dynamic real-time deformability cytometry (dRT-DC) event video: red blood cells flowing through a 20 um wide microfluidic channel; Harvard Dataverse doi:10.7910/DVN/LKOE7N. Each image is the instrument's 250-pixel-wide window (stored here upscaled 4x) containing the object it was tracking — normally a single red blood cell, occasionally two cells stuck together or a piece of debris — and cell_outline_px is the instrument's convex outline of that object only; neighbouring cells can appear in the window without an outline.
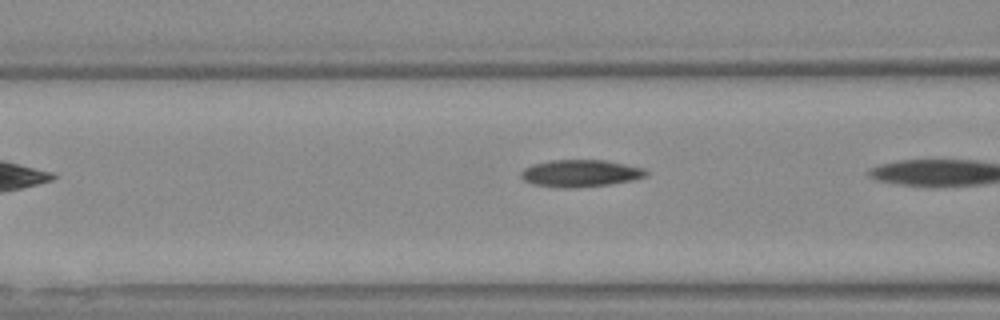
{"species": "Egyptian fruit bat (a non-hibernating species)", "species_latin": "Rousettus aegyptiacus", "temperature_condition": "warm", "stored_images_in_passage": 8, "camera_frame_rate_fps": 3000, "um_per_image_px": 0.085, "animal": {"sex": "female"}, "frame": {"image": 1, "passage_image": 7, "time_ms": 2.0, "image_size_px": [1000, 320], "cell_outline_px": [[648, 172], [644, 176], [632, 180], [608, 184], [568, 188], [564, 188], [532, 184], [524, 180], [520, 176], [520, 172], [524, 168], [532, 164], [552, 160], [604, 160], [644, 168]], "centroid_in_image_um": [49.28, 14.72], "position_along_channel_um": 117.3, "area_um2": 19.54}}